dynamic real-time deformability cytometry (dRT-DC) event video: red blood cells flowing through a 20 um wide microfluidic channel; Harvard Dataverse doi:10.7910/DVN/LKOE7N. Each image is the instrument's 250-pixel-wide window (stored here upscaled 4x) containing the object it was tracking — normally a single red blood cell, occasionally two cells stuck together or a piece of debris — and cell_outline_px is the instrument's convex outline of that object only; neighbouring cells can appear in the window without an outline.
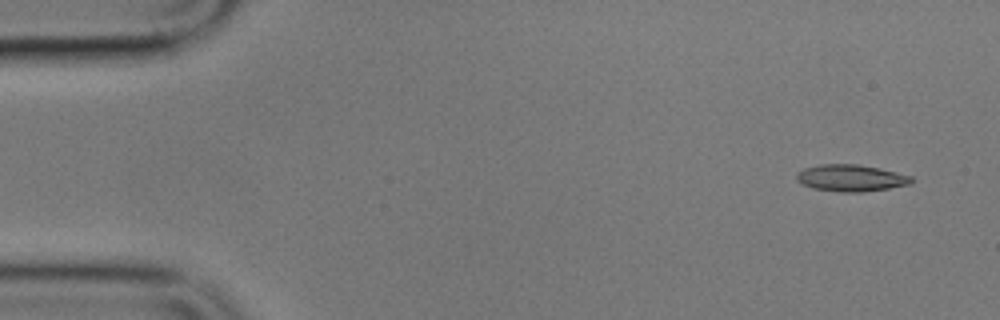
{"species": "common noctule bat (a hibernating species)", "species_latin": "Nyctalus noctula", "temperature_condition": "cold", "stored_images_in_passage": 6, "camera_frame_rate_fps": 3000, "um_per_image_px": 0.085, "animal": {"sex": "male", "body_mass_g": 17.9}, "frame": {"image": 1, "passage_image": 1, "time_ms": 0.0, "image_size_px": [1000, 320], "cell_outline_px": [[912, 184], [864, 192], [840, 192], [812, 188], [796, 180], [796, 172], [804, 168], [820, 164], [856, 164], [880, 168], [912, 176]], "centroid_in_image_um": [72.32, 15.13], "position_along_channel_um": 12.7, "area_um2": 17.98}}
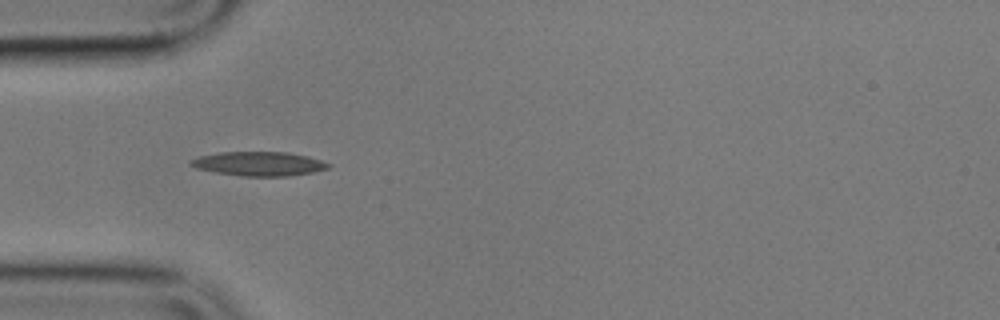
{"frame": {"image": 2, "passage_image": 5, "time_ms": 4.667, "image_size_px": [1000, 320], "cell_outline_px": [[332, 164], [328, 168], [312, 172], [288, 176], [244, 176], [216, 172], [196, 168], [188, 164], [188, 160], [200, 156], [220, 152], [288, 152], [308, 156]], "centroid_in_image_um": [21.99, 13.91], "position_along_channel_um": 63.0, "area_um2": 19.31}}
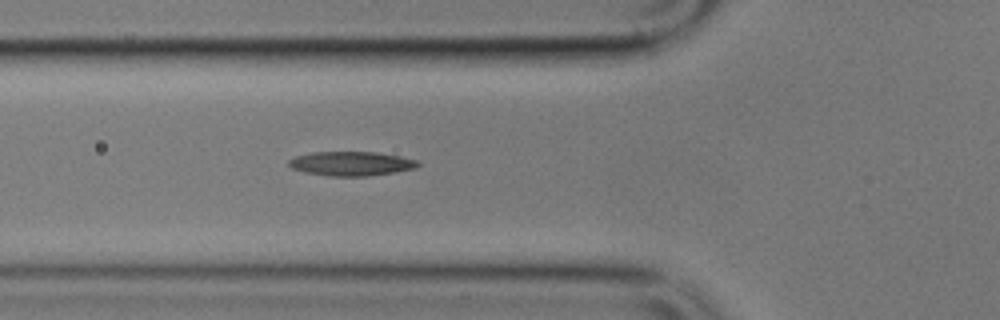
{"frame": {"image": 3, "passage_image": 6, "time_ms": 5.667, "image_size_px": [1000, 320], "cell_outline_px": [[420, 164], [416, 168], [396, 172], [364, 176], [328, 176], [304, 172], [292, 168], [288, 164], [288, 160], [296, 156], [312, 152], [376, 152], [400, 156], [416, 160]], "centroid_in_image_um": [29.85, 13.9], "position_along_channel_um": 96.0, "area_um2": 18.21}}